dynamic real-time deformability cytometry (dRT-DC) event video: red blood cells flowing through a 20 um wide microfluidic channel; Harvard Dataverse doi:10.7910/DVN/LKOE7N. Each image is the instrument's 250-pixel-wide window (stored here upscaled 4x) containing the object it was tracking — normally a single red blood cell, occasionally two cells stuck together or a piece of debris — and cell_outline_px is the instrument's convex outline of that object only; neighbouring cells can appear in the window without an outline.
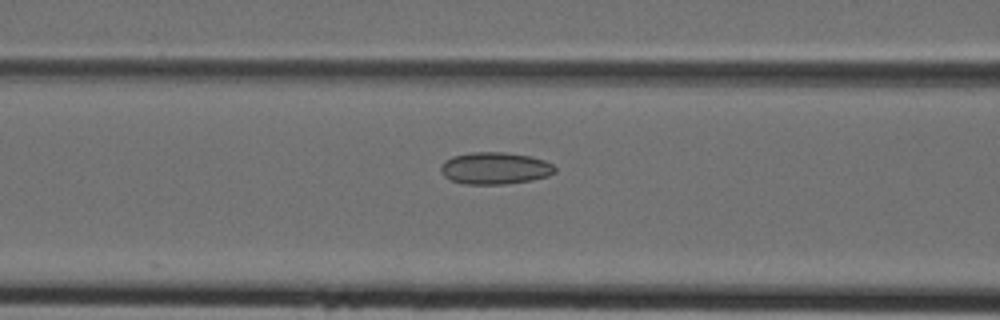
{"species": "Egyptian fruit bat (a non-hibernating species)", "species_latin": "Rousettus aegyptiacus", "temperature_condition": "cold", "stored_images_in_passage": 41, "camera_frame_rate_fps": 3000, "um_per_image_px": 0.085, "animal": {"sex": "female"}, "frame": {"image": 1, "passage_image": 15, "time_ms": 4.667, "image_size_px": [1000, 320], "cell_outline_px": [[556, 172], [548, 176], [532, 180], [504, 184], [464, 184], [452, 180], [444, 176], [440, 172], [440, 164], [444, 160], [452, 156], [472, 152], [504, 152], [532, 156], [544, 160], [552, 164], [556, 168]], "centroid_in_image_um": [42.06, 14.29], "position_along_channel_um": 124.5, "area_um2": 21.5}}
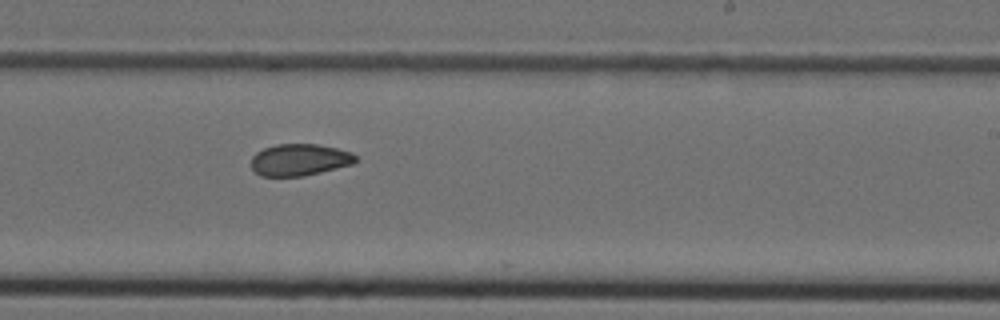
{"frame": {"image": 2, "passage_image": 24, "time_ms": 7.667, "image_size_px": [1000, 320], "cell_outline_px": [[356, 160], [352, 164], [304, 176], [260, 176], [252, 168], [252, 156], [256, 152], [264, 148], [276, 144], [316, 144], [336, 148], [352, 152], [356, 156]], "centroid_in_image_um": [25.44, 13.58], "position_along_channel_um": 263.6, "area_um2": 19.25}}
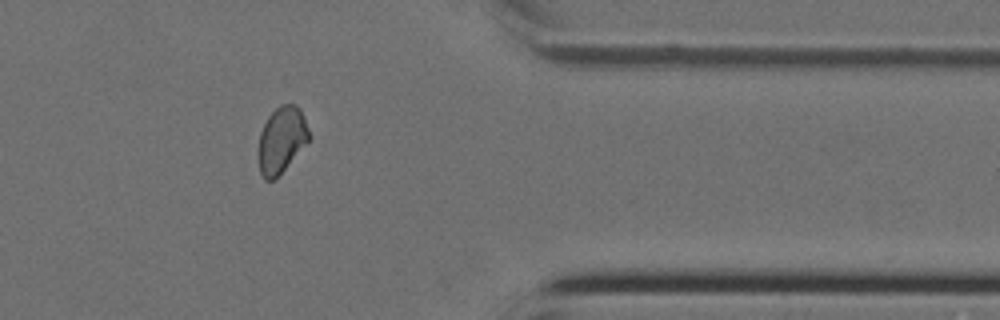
{"frame": {"image": 3, "passage_image": 33, "time_ms": 10.667, "image_size_px": [1000, 320], "cell_outline_px": [[308, 140], [284, 168], [272, 180], [264, 180], [260, 172], [256, 152], [260, 132], [268, 116], [280, 104], [296, 104], [300, 108], [304, 116], [308, 128]], "centroid_in_image_um": [23.87, 11.86], "position_along_channel_um": 387.5, "area_um2": 19.31}}